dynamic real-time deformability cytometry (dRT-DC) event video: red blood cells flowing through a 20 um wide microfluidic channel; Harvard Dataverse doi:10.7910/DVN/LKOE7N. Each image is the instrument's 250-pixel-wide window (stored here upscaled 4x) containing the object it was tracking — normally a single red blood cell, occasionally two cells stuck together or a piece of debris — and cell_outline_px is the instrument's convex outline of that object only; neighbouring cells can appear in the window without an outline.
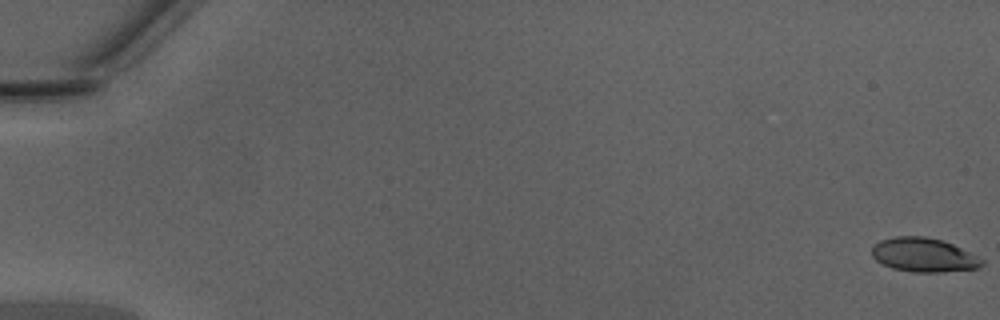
{"species": "Egyptian fruit bat (a non-hibernating species)", "species_latin": "Rousettus aegyptiacus", "temperature_condition": "warm", "stored_images_in_passage": 21, "camera_frame_rate_fps": 3000, "um_per_image_px": 0.085, "animal": {"sex": "male"}, "frame": {"image": 1, "passage_image": 1, "time_ms": 0.0, "image_size_px": [1000, 320], "cell_outline_px": [[984, 264], [976, 268], [940, 272], [912, 272], [892, 268], [876, 260], [872, 256], [872, 248], [880, 240], [896, 236], [924, 236], [944, 240], [984, 260]], "centroid_in_image_um": [78.49, 21.66], "position_along_channel_um": 6.5, "area_um2": 21.62}}
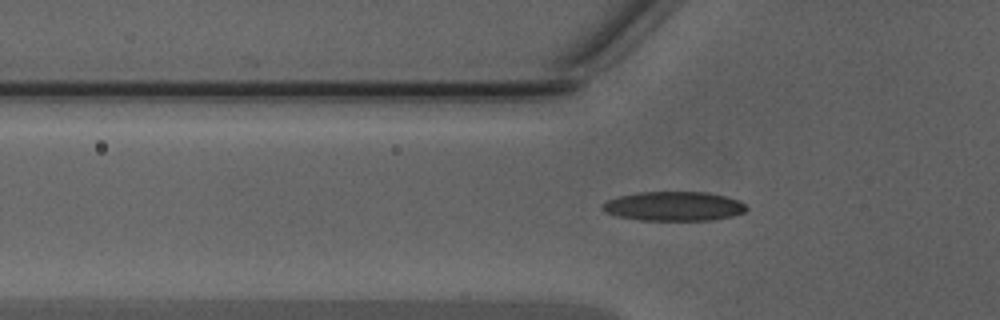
{"frame": {"image": 2, "passage_image": 18, "time_ms": 5.667, "image_size_px": [1000, 320], "cell_outline_px": [[748, 208], [744, 212], [732, 216], [712, 220], [640, 220], [616, 216], [604, 212], [600, 208], [600, 204], [608, 200], [620, 196], [640, 192], [708, 192], [740, 200]], "centroid_in_image_um": [57.25, 17.53], "position_along_channel_um": 68.6, "area_um2": 24.68}}